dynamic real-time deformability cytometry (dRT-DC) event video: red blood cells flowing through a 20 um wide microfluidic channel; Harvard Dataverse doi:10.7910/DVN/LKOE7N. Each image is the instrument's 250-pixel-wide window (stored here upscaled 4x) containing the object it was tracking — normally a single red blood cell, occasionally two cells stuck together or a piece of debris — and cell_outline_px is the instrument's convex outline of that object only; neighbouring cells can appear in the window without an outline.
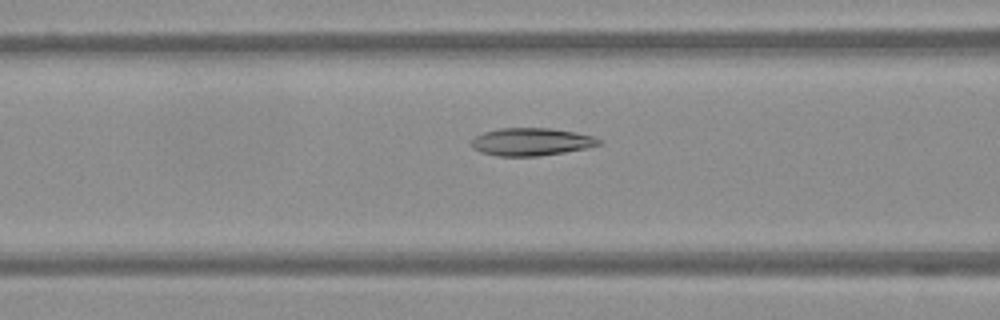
{"species": "Egyptian fruit bat (a non-hibernating species)", "species_latin": "Rousettus aegyptiacus", "temperature_condition": "warm", "stored_images_in_passage": 53, "camera_frame_rate_fps": 3000, "um_per_image_px": 0.085, "frame": {"image": 1, "passage_image": 20, "time_ms": 6.333, "image_size_px": [1000, 320], "cell_outline_px": [[600, 144], [588, 148], [540, 156], [496, 156], [480, 152], [472, 148], [468, 144], [476, 136], [484, 132], [500, 128], [552, 128], [576, 132], [592, 136], [600, 140]], "centroid_in_image_um": [45.12, 12.06], "position_along_channel_um": 121.5, "area_um2": 20.69}}
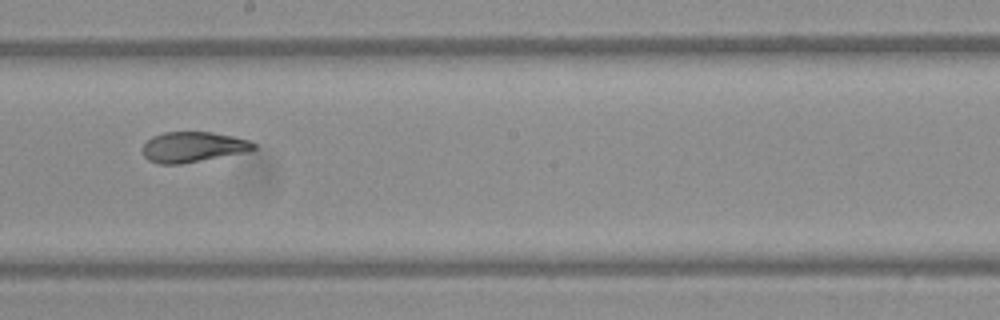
{"frame": {"image": 2, "passage_image": 29, "time_ms": 9.333, "image_size_px": [1000, 320], "cell_outline_px": [[256, 148], [244, 152], [180, 164], [160, 164], [148, 160], [144, 156], [144, 144], [152, 136], [164, 132], [212, 132], [236, 136], [248, 140], [256, 144]], "centroid_in_image_um": [16.41, 12.48], "position_along_channel_um": 231.8, "area_um2": 19.48}}
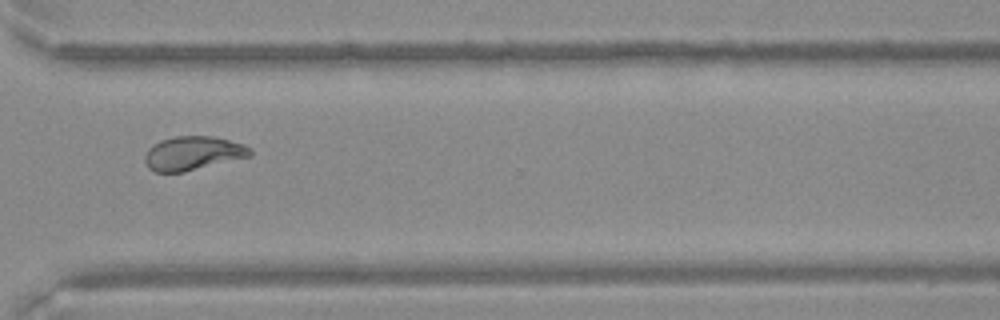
{"frame": {"image": 3, "passage_image": 39, "time_ms": 12.667, "image_size_px": [1000, 320], "cell_outline_px": [[252, 156], [184, 172], [156, 172], [148, 168], [144, 160], [144, 156], [148, 148], [160, 140], [176, 136], [212, 136], [244, 144], [252, 148]], "centroid_in_image_um": [16.41, 13.03], "position_along_channel_um": 354.2, "area_um2": 20.92}}